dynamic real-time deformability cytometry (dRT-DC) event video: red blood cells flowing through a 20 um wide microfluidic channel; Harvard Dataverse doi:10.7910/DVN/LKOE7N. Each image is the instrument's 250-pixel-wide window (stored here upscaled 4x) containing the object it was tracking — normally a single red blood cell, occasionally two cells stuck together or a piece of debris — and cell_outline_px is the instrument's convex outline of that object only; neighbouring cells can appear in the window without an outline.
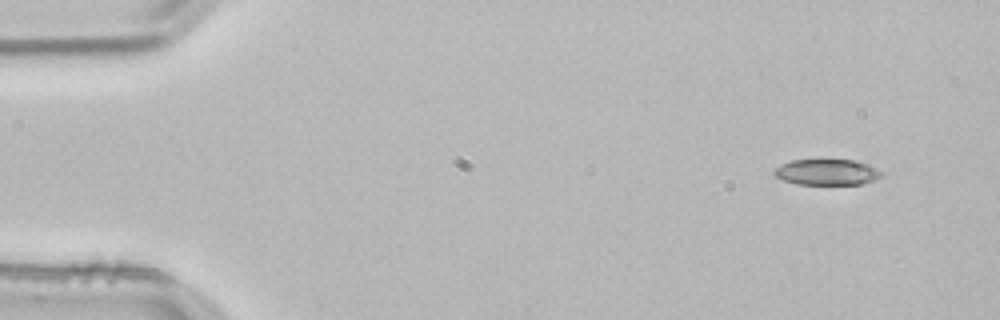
{"species": "common noctule bat (a hibernating species)", "species_latin": "Nyctalus noctula", "temperature_condition": "room temperature", "stored_images_in_passage": 3, "camera_frame_rate_fps": 3000, "um_per_image_px": 0.085, "animal": {"sex": "male", "body_mass_g": 21.5, "forearm_length_mm": 52.0}, "frame": {"image": 1, "passage_image": 1, "time_ms": 0.0, "image_size_px": [1000, 320], "cell_outline_px": [[880, 176], [876, 180], [860, 184], [796, 184], [784, 180], [776, 176], [772, 172], [780, 164], [792, 160], [852, 160], [868, 164], [876, 168], [880, 172]], "centroid_in_image_um": [70.26, 14.63], "position_along_channel_um": 14.7, "area_um2": 16.01}}